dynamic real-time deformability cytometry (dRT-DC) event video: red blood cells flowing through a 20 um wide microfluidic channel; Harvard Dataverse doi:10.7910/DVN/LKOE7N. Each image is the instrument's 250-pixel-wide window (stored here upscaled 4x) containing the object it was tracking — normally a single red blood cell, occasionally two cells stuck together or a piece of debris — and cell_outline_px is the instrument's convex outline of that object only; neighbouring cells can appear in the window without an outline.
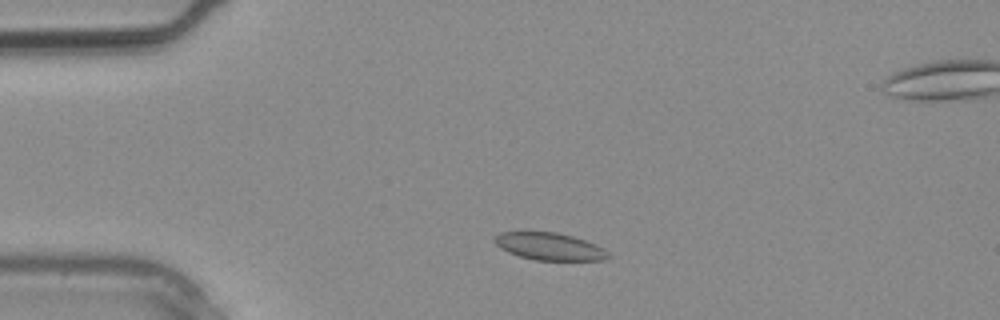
{"species": "common noctule bat (a hibernating species)", "species_latin": "Nyctalus noctula", "temperature_condition": "warm", "stored_images_in_passage": 3, "camera_frame_rate_fps": 3000, "um_per_image_px": 0.085, "animal": {"sex": "male", "body_mass_g": 20.4}, "frame": {"image": 1, "passage_image": 3, "time_ms": 0.667, "image_size_px": [1000, 320], "cell_outline_px": [[612, 256], [604, 260], [536, 260], [520, 256], [508, 252], [500, 248], [492, 240], [500, 232], [556, 232], [572, 236], [596, 244], [608, 252]], "centroid_in_image_um": [46.71, 20.95], "position_along_channel_um": 38.3, "area_um2": 18.03}}